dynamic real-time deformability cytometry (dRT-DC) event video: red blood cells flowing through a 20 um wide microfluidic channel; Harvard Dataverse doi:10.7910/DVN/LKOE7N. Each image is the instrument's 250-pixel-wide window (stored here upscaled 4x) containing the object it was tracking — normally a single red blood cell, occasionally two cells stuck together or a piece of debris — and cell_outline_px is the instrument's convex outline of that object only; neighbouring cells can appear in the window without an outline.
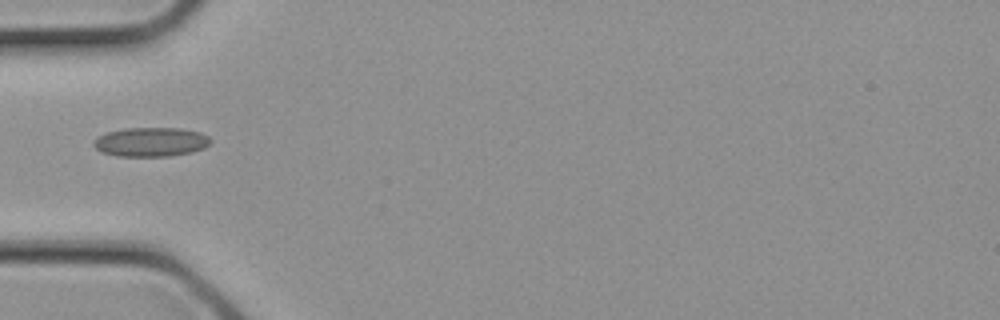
{"species": "common noctule bat (a hibernating species)", "species_latin": "Nyctalus noctula", "temperature_condition": "cold", "stored_images_in_passage": 10, "camera_frame_rate_fps": 3000, "um_per_image_px": 0.085, "animal": {"sex": "female", "body_mass_g": 21.9}, "frame": {"image": 1, "passage_image": 9, "time_ms": 2.667, "image_size_px": [1000, 320], "cell_outline_px": [[212, 140], [204, 148], [192, 152], [172, 156], [116, 156], [100, 152], [92, 144], [92, 140], [96, 136], [104, 132], [124, 128], [180, 128], [200, 132], [208, 136]], "centroid_in_image_um": [12.77, 12.06], "position_along_channel_um": 72.2, "area_um2": 20.23}}